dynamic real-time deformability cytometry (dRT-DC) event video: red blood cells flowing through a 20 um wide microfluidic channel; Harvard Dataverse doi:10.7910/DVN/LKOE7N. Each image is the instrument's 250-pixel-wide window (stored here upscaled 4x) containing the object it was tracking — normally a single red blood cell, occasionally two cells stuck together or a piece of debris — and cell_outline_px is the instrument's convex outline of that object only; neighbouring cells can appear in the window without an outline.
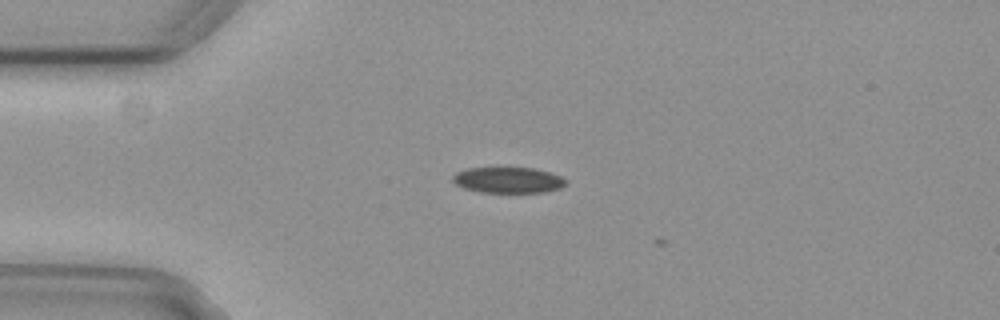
{"species": "common noctule bat (a hibernating species)", "species_latin": "Nyctalus noctula", "temperature_condition": "cold", "stored_images_in_passage": 5, "camera_frame_rate_fps": 3000, "um_per_image_px": 0.085, "animal": {"sex": "female", "body_mass_g": 29.2, "forearm_length_mm": 56.3}, "frame": {"image": 1, "passage_image": 4, "time_ms": 1.0, "image_size_px": [1000, 320], "cell_outline_px": [[564, 184], [560, 188], [544, 192], [480, 192], [464, 188], [456, 184], [452, 180], [452, 176], [456, 172], [468, 168], [532, 168], [548, 172], [560, 176], [564, 180]], "centroid_in_image_um": [43.13, 15.3], "position_along_channel_um": 41.9, "area_um2": 16.76}}